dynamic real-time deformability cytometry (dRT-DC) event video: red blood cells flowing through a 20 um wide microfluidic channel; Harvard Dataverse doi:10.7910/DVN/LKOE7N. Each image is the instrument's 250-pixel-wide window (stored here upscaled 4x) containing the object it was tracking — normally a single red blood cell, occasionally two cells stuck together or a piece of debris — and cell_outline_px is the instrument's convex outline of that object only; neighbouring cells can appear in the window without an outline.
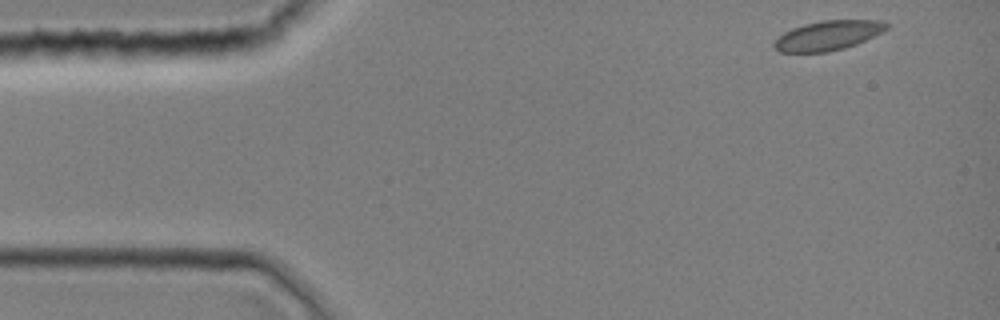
{"species": "common noctule bat (a hibernating species)", "species_latin": "Nyctalus noctula", "temperature_condition": "room temperature", "stored_images_in_passage": 9, "camera_frame_rate_fps": 3000, "um_per_image_px": 0.085, "animal": {"sex": "female", "body_mass_g": 19.0, "forearm_length_mm": 51.5}, "frame": {"image": 1, "passage_image": 1, "time_ms": 0.0, "image_size_px": [1000, 320], "cell_outline_px": [[888, 28], [856, 44], [844, 48], [828, 52], [780, 52], [772, 44], [784, 32], [792, 28], [804, 24], [824, 20], [884, 20], [888, 24]], "centroid_in_image_um": [70.38, 3.01], "position_along_channel_um": 14.6, "area_um2": 19.13}}
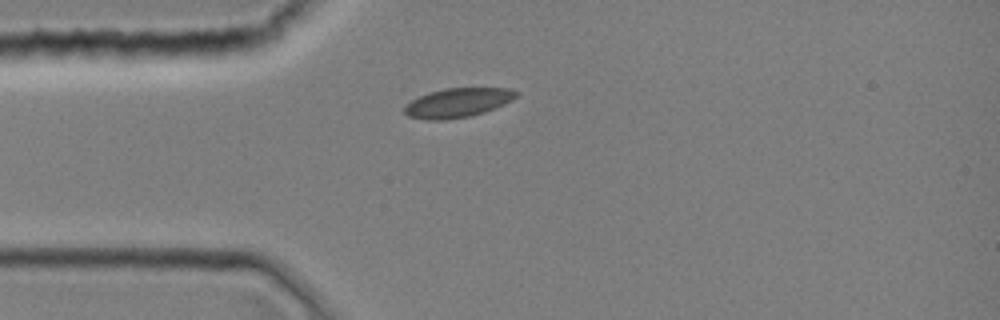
{"frame": {"image": 2, "passage_image": 8, "time_ms": 2.333, "image_size_px": [1000, 320], "cell_outline_px": [[520, 92], [512, 100], [504, 104], [484, 112], [468, 116], [444, 120], [424, 120], [408, 116], [404, 112], [404, 108], [412, 100], [428, 92], [444, 88], [508, 88]], "centroid_in_image_um": [38.9, 8.73], "position_along_channel_um": 46.1, "area_um2": 18.96}}